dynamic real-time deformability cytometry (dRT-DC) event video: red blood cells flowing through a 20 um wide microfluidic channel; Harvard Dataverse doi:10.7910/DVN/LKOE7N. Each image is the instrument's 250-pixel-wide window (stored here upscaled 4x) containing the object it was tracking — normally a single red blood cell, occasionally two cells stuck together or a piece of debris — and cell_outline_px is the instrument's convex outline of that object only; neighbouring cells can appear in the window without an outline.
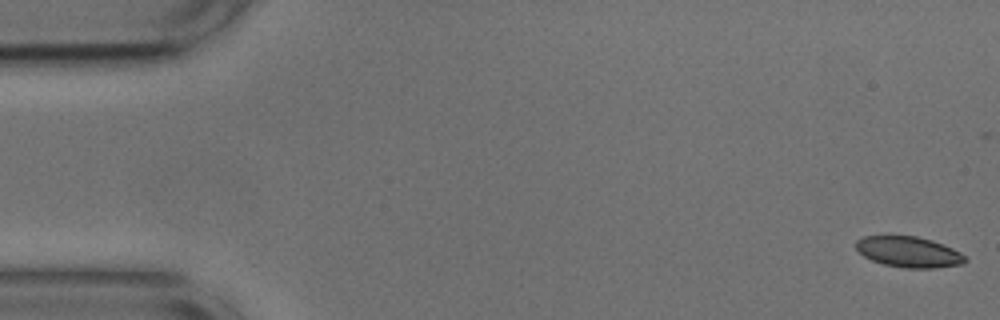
{"species": "common noctule bat (a hibernating species)", "species_latin": "Nyctalus noctula", "temperature_condition": "cold", "stored_images_in_passage": 46, "camera_frame_rate_fps": 3000, "um_per_image_px": 0.085, "animal": {"sex": "male", "body_mass_g": 17.9, "forearm_length_mm": 54.2}, "frame": {"image": 1, "passage_image": 1, "time_ms": 0.0, "image_size_px": [1000, 320], "cell_outline_px": [[968, 260], [964, 264], [932, 268], [904, 268], [884, 264], [872, 260], [864, 256], [856, 248], [856, 240], [864, 236], [916, 236], [932, 240], [952, 248], [960, 252]], "centroid_in_image_um": [77.26, 21.42], "position_along_channel_um": 7.7, "area_um2": 19.48}}
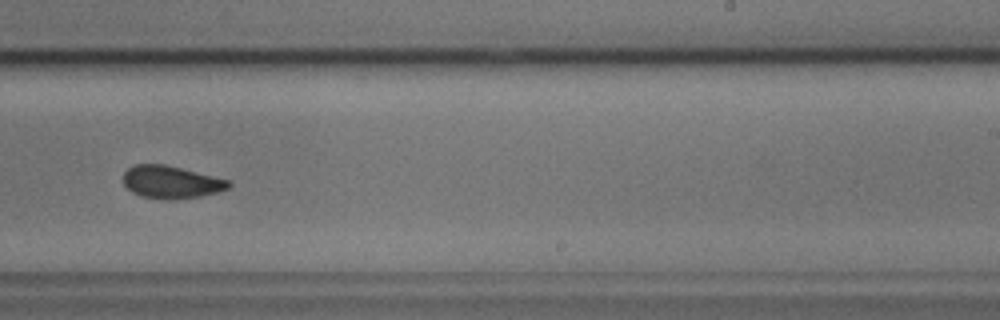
{"frame": {"image": 2, "passage_image": 33, "time_ms": 10.667, "image_size_px": [1000, 320], "cell_outline_px": [[232, 184], [228, 188], [220, 192], [200, 196], [140, 196], [132, 192], [124, 184], [124, 172], [132, 164], [164, 164], [232, 180]], "centroid_in_image_um": [14.58, 15.41], "position_along_channel_um": 274.4, "area_um2": 19.31}}
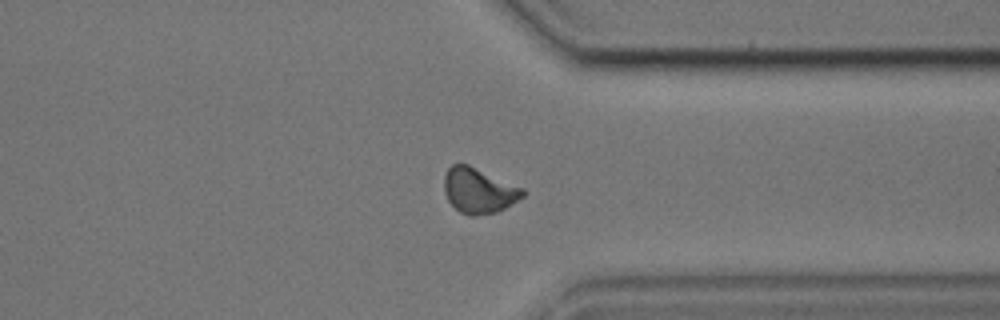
{"frame": {"image": 3, "passage_image": 41, "time_ms": 13.333, "image_size_px": [1000, 320], "cell_outline_px": [[524, 196], [504, 208], [496, 212], [472, 216], [468, 216], [460, 212], [448, 200], [444, 192], [444, 176], [448, 168], [452, 164], [468, 164], [524, 188]], "centroid_in_image_um": [40.68, 16.19], "position_along_channel_um": 370.7, "area_um2": 20.63}, "authors_computed_cell_mechanics": {"area_um2": 20.4612, "velocity_mm_per_s": 3.6932, "shape_relaxation_time_tau1_ms": 6.2249, "shape_relaxation_time_tau2_ms": 4.1412, "deformation_change_tau1": 0.1285, "deformation_change_tau2": 0.0778}}